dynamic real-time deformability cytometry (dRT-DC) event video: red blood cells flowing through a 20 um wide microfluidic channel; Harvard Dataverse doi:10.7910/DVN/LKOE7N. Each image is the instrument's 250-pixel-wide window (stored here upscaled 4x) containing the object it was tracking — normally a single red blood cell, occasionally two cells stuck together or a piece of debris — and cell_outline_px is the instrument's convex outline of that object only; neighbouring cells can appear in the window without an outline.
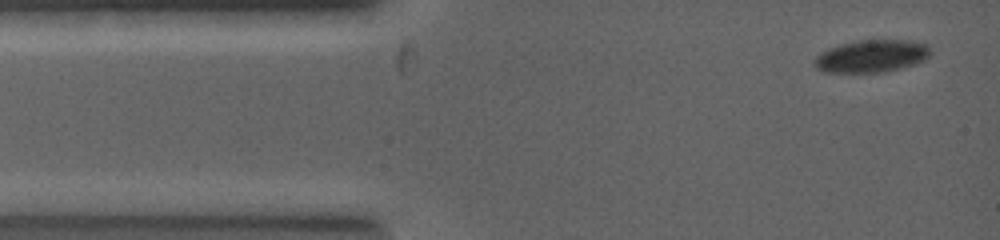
{"species": "common noctule bat (a hibernating species)", "species_latin": "Nyctalus noctula", "temperature_condition": "warm", "stored_images_in_passage": 5, "camera_frame_rate_fps": 5000, "um_per_image_px": 0.085, "animal": {"sex": "female", "body_mass_g": 19.0, "forearm_length_mm": 53.3}, "frame": {"image": 1, "passage_image": 1, "time_ms": 0.0, "image_size_px": [1000, 240], "cell_outline_px": [[932, 52], [924, 60], [916, 64], [900, 68], [876, 72], [824, 72], [816, 68], [816, 56], [832, 48], [844, 44], [860, 40], [908, 40], [928, 44]], "centroid_in_image_um": [74.16, 4.77], "position_along_channel_um": 10.8, "area_um2": 21.5}}
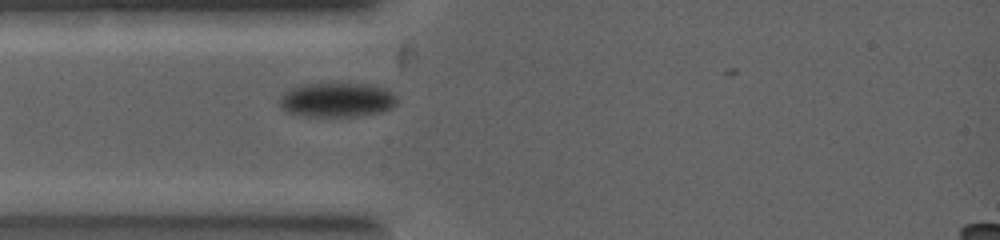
{"frame": {"image": 2, "passage_image": 5, "time_ms": 1.8, "image_size_px": [1000, 240], "cell_outline_px": [[396, 104], [392, 108], [380, 112], [356, 116], [300, 116], [288, 112], [280, 104], [280, 100], [288, 92], [296, 88], [308, 84], [356, 84], [388, 88], [392, 92], [396, 100]], "centroid_in_image_um": [28.71, 8.51], "position_along_channel_um": 56.3, "area_um2": 22.83}}